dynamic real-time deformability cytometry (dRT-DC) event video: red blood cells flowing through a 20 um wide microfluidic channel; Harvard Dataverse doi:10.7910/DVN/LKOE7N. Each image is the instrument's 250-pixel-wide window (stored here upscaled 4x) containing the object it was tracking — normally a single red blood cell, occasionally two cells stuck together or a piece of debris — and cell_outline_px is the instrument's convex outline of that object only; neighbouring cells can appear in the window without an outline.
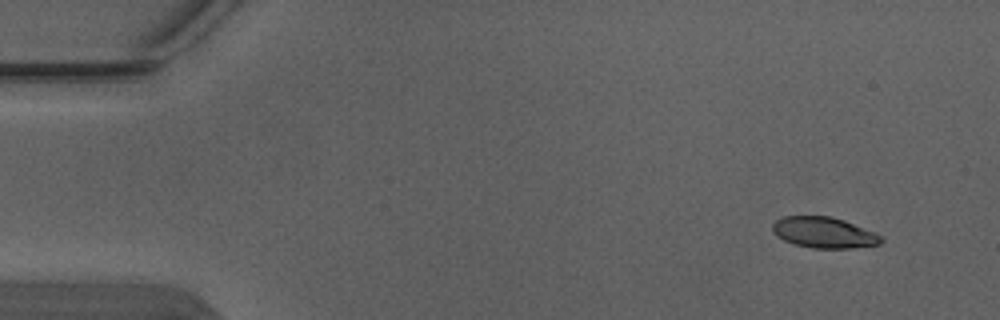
{"species": "Egyptian fruit bat (a non-hibernating species)", "species_latin": "Rousettus aegyptiacus", "temperature_condition": "warm", "stored_images_in_passage": 4, "camera_frame_rate_fps": 3000, "um_per_image_px": 0.085, "animal": {"sex": "male"}, "frame": {"image": 1, "passage_image": 1, "time_ms": 0.0, "image_size_px": [1000, 320], "cell_outline_px": [[884, 240], [880, 244], [852, 248], [812, 248], [796, 244], [784, 240], [776, 236], [772, 232], [772, 224], [776, 220], [784, 216], [828, 216], [844, 220], [876, 232], [884, 236]], "centroid_in_image_um": [70.06, 19.76], "position_along_channel_um": 14.9, "area_um2": 19.71}}
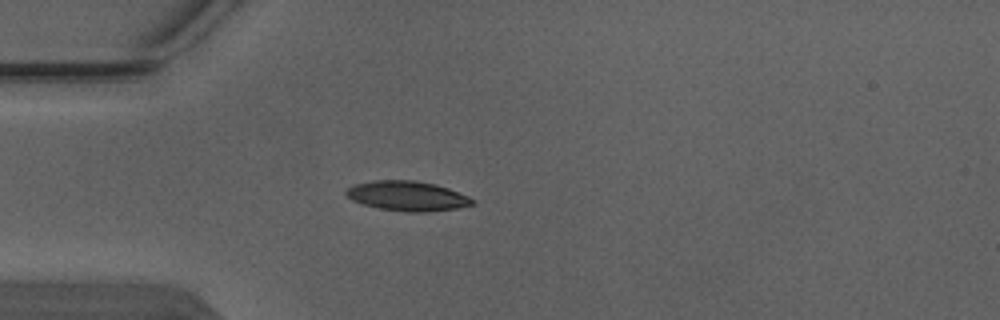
{"frame": {"image": 2, "passage_image": 4, "time_ms": 1.0, "image_size_px": [1000, 320], "cell_outline_px": [[476, 200], [472, 204], [456, 208], [428, 212], [408, 212], [380, 208], [364, 204], [352, 200], [344, 192], [348, 188], [356, 184], [376, 180], [412, 180], [436, 184], [448, 188], [468, 196]], "centroid_in_image_um": [34.64, 16.65], "position_along_channel_um": 50.4, "area_um2": 21.68}}